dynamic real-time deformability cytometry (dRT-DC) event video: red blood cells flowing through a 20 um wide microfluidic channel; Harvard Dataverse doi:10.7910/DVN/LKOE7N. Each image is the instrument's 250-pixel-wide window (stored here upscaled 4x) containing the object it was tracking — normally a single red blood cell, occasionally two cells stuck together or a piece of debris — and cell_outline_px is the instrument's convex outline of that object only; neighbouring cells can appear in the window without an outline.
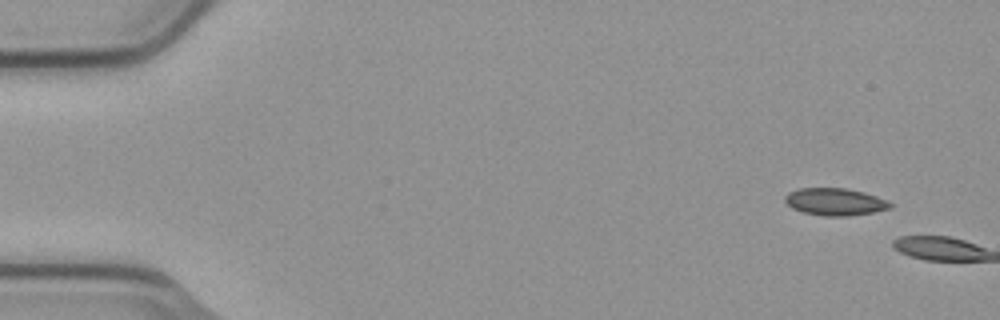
{"species": "common noctule bat (a hibernating species)", "species_latin": "Nyctalus noctula", "temperature_condition": "cold", "stored_images_in_passage": 2, "camera_frame_rate_fps": 3000, "um_per_image_px": 0.085, "animal": {"sex": "male", "body_mass_g": 23.1, "forearm_length_mm": 52.7}, "frame": {"image": 1, "passage_image": 1, "time_ms": 0.0, "image_size_px": [1000, 320], "cell_outline_px": [[892, 208], [872, 212], [848, 216], [824, 216], [804, 212], [792, 208], [784, 200], [784, 196], [788, 192], [800, 188], [848, 188], [864, 192], [876, 196], [892, 204]], "centroid_in_image_um": [70.95, 17.14], "position_along_channel_um": 14.0, "area_um2": 16.65}}